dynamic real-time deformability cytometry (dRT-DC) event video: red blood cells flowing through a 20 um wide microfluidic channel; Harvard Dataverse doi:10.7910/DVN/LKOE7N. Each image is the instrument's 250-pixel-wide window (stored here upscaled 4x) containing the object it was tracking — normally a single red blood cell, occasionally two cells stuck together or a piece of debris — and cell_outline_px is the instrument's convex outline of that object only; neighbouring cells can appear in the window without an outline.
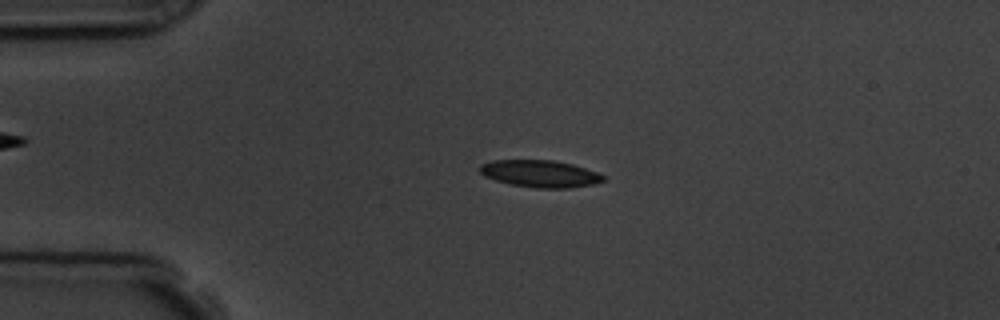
{"species": "common noctule bat (a hibernating species)", "species_latin": "Nyctalus noctula", "temperature_condition": "room temperature", "stored_images_in_passage": 5, "camera_frame_rate_fps": 3000, "um_per_image_px": 0.085, "animal": {"sex": "male", "body_mass_g": 19.5, "forearm_length_mm": 54.6}, "frame": {"image": 1, "passage_image": 3, "time_ms": 2.333, "image_size_px": [1000, 320], "cell_outline_px": [[604, 180], [592, 184], [568, 188], [536, 188], [512, 184], [496, 180], [484, 176], [480, 172], [480, 164], [492, 160], [556, 160], [572, 164], [596, 172], [604, 176]], "centroid_in_image_um": [45.88, 14.75], "position_along_channel_um": 39.1, "area_um2": 19.31}}